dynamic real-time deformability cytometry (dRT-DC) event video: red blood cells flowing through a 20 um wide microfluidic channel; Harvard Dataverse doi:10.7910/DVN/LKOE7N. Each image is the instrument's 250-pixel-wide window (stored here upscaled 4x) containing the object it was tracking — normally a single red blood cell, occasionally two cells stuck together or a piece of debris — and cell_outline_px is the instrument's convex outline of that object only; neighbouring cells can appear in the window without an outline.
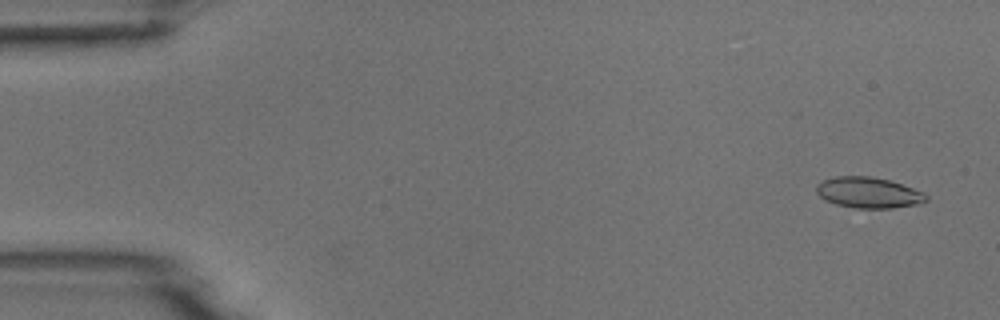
{"species": "common noctule bat (a hibernating species)", "species_latin": "Nyctalus noctula", "temperature_condition": "room temperature", "stored_images_in_passage": 15, "camera_frame_rate_fps": 3000, "um_per_image_px": 0.085, "animal": {"sex": "male", "body_mass_g": 18.8}, "frame": {"image": 1, "passage_image": 3, "time_ms": 0.667, "image_size_px": [1000, 320], "cell_outline_px": [[928, 200], [916, 204], [892, 208], [856, 208], [836, 204], [824, 200], [816, 192], [816, 184], [820, 180], [836, 176], [868, 176], [888, 180], [924, 192], [928, 196]], "centroid_in_image_um": [73.77, 16.37], "position_along_channel_um": 11.2, "area_um2": 19.71}}
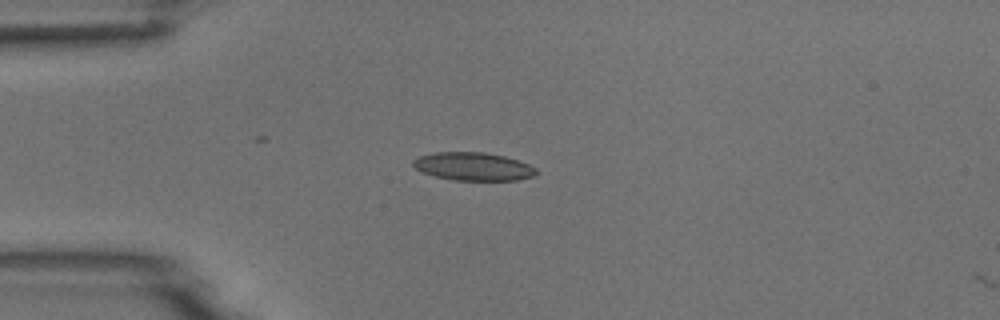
{"frame": {"image": 2, "passage_image": 14, "time_ms": 4.333, "image_size_px": [1000, 320], "cell_outline_px": [[536, 176], [516, 180], [452, 180], [436, 176], [424, 172], [416, 168], [412, 164], [412, 160], [420, 156], [436, 152], [484, 152], [504, 156], [528, 164], [536, 168]], "centroid_in_image_um": [40.24, 14.15], "position_along_channel_um": 44.8, "area_um2": 20.0}}